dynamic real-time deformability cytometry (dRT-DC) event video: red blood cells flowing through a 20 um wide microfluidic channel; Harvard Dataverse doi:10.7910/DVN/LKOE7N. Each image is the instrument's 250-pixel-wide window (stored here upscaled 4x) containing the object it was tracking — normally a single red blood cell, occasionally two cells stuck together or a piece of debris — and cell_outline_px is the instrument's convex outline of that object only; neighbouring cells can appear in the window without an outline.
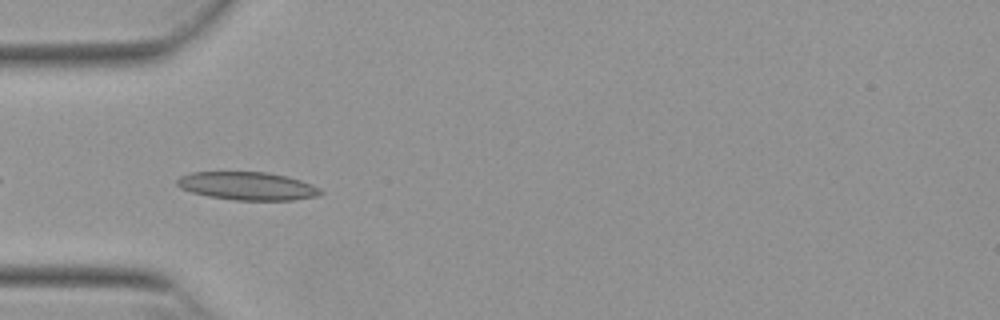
{"species": "Egyptian fruit bat (a non-hibernating species)", "species_latin": "Rousettus aegyptiacus", "temperature_condition": "warm", "stored_images_in_passage": 35, "camera_frame_rate_fps": 3000, "um_per_image_px": 0.085, "animal": {"sex": "female"}, "frame": {"image": 1, "passage_image": 3, "time_ms": 0.667, "image_size_px": [1000, 320], "cell_outline_px": [[324, 192], [320, 196], [292, 200], [236, 200], [208, 196], [192, 192], [180, 188], [176, 184], [176, 180], [180, 176], [192, 172], [268, 172], [288, 176], [312, 184], [320, 188]], "centroid_in_image_um": [21.06, 15.81], "position_along_channel_um": 63.9, "area_um2": 23.64}}
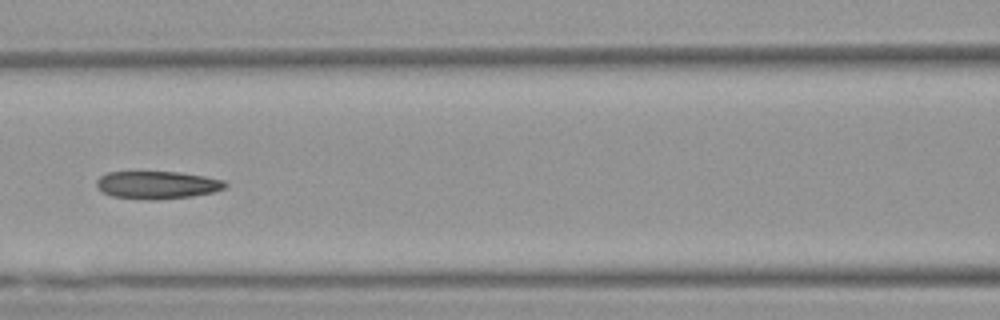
{"frame": {"image": 2, "passage_image": 10, "time_ms": 3.0, "image_size_px": [1000, 320], "cell_outline_px": [[228, 184], [224, 188], [212, 192], [192, 196], [148, 200], [112, 196], [104, 192], [96, 184], [96, 180], [100, 176], [108, 172], [180, 172], [204, 176], [224, 180]], "centroid_in_image_um": [13.37, 15.71], "position_along_channel_um": 153.2, "area_um2": 20.58}}
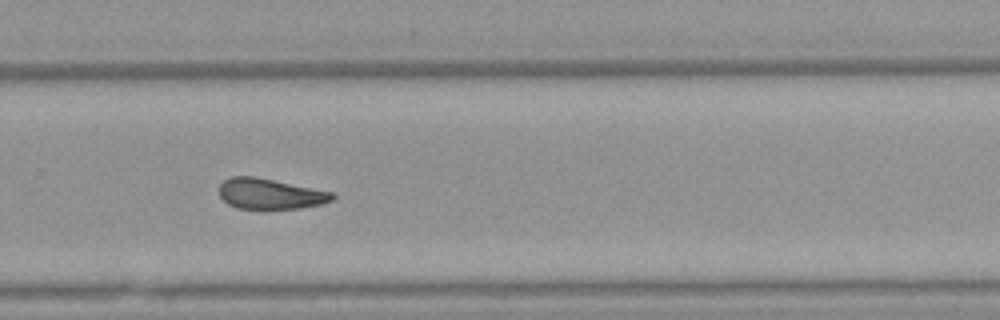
{"frame": {"image": 3, "passage_image": 22, "time_ms": 7.0, "image_size_px": [1000, 320], "cell_outline_px": [[336, 196], [332, 200], [320, 204], [300, 208], [236, 208], [228, 204], [220, 196], [220, 184], [228, 176], [256, 176], [332, 192]], "centroid_in_image_um": [22.94, 16.46], "position_along_channel_um": 306.9, "area_um2": 20.0}, "authors_computed_cell_mechanics": {"area_um2": 20.8658, "velocity_mm_per_s": 3.8567, "shape_relaxation_time_tau1_ms": 6.2271, "shape_relaxation_time_tau2_ms": 3.9667, "deformation_change_tau1": 0.1773, "deformation_change_tau2": 0.129}}